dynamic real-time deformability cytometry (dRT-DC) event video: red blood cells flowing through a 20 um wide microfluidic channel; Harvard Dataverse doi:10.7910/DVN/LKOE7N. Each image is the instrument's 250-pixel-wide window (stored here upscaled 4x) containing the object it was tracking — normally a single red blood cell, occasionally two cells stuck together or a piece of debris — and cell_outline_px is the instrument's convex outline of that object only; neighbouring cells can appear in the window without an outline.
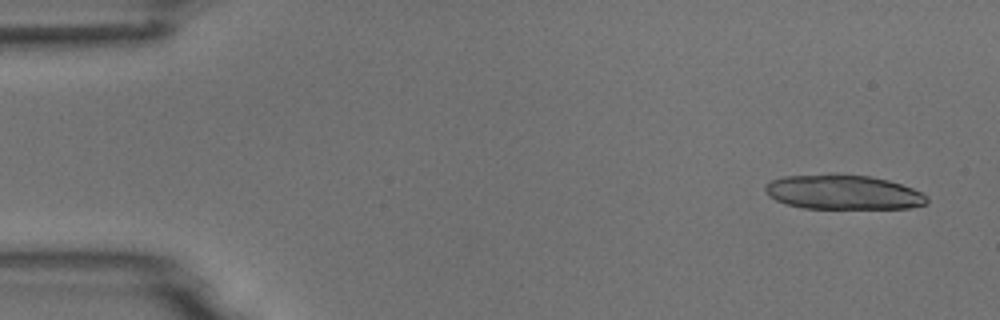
{"species": "common noctule bat (a hibernating species)", "species_latin": "Nyctalus noctula", "temperature_condition": "room temperature", "stored_images_in_passage": 5, "camera_frame_rate_fps": 3000, "um_per_image_px": 0.085, "animal": {"sex": "male", "body_mass_g": 18.8}, "frame": {"image": 1, "passage_image": 1, "time_ms": 0.0, "image_size_px": [1000, 320], "cell_outline_px": [[928, 204], [908, 208], [804, 208], [788, 204], [776, 200], [768, 196], [764, 192], [764, 184], [772, 180], [784, 176], [836, 172], [868, 176], [888, 180], [912, 188], [928, 196]], "centroid_in_image_um": [71.63, 16.31], "position_along_channel_um": 13.4, "area_um2": 33.06}}
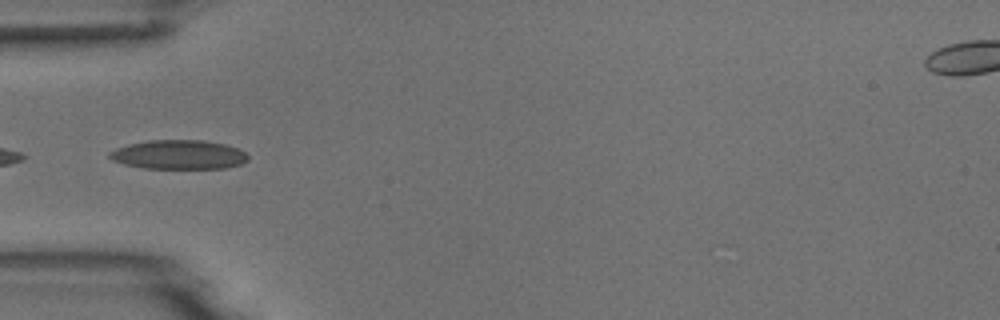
{"frame": {"image": 2, "passage_image": 5, "time_ms": 4.667, "image_size_px": [1000, 320], "cell_outline_px": [[248, 160], [240, 164], [224, 168], [144, 168], [124, 164], [112, 160], [108, 156], [108, 152], [116, 148], [128, 144], [148, 140], [204, 140], [224, 144], [236, 148], [244, 152], [248, 156]], "centroid_in_image_um": [15.15, 13.14], "position_along_channel_um": 69.8, "area_um2": 23.47}}